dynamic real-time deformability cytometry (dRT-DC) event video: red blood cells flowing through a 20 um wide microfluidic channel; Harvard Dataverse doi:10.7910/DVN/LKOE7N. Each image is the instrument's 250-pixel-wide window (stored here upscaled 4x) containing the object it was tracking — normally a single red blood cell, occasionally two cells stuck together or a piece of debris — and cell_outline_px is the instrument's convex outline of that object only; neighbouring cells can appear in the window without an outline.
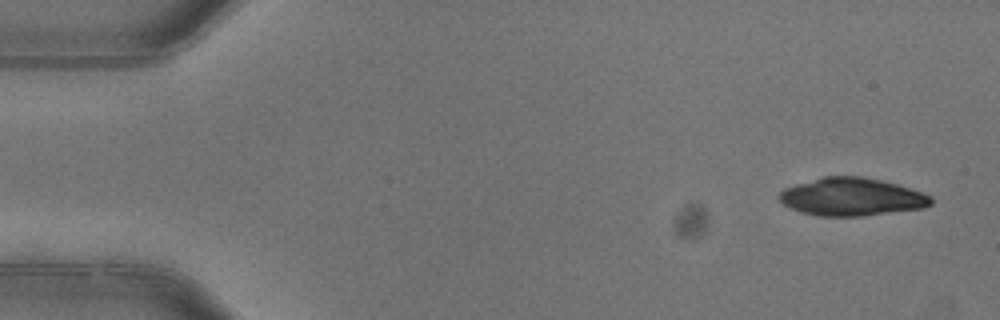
{"species": "common noctule bat (a hibernating species)", "species_latin": "Nyctalus noctula", "temperature_condition": "warm", "stored_images_in_passage": 6, "camera_frame_rate_fps": 3000, "um_per_image_px": 0.085, "animal": {"sex": "female"}, "frame": {"image": 1, "passage_image": 1, "time_ms": 0.0, "image_size_px": [1000, 320], "cell_outline_px": [[932, 204], [924, 208], [860, 216], [816, 216], [800, 212], [784, 204], [776, 196], [784, 188], [796, 184], [824, 176], [860, 176], [880, 180], [896, 184], [924, 192], [932, 196]], "centroid_in_image_um": [72.39, 16.73], "position_along_channel_um": 12.6, "area_um2": 33.52}}